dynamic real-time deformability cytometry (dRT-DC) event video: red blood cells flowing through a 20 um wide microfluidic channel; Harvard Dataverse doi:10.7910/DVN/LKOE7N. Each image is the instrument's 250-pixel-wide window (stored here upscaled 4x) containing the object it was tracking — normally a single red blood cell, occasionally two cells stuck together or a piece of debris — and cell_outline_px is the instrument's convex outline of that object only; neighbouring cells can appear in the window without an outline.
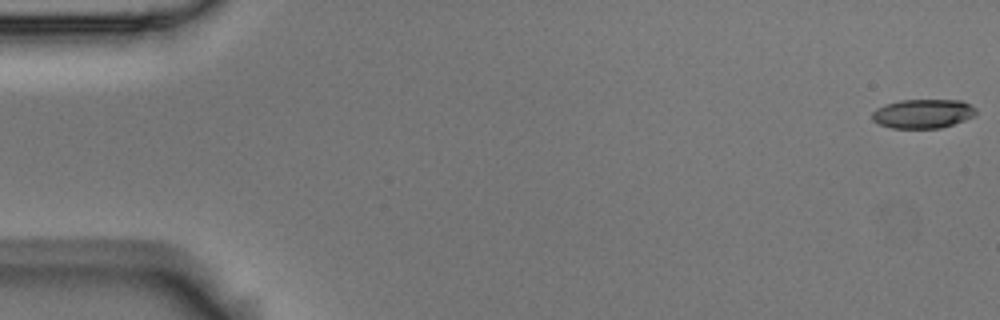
{"species": "Egyptian fruit bat (a non-hibernating species)", "species_latin": "Rousettus aegyptiacus", "temperature_condition": "room temperature", "stored_images_in_passage": 5, "camera_frame_rate_fps": 3000, "um_per_image_px": 0.085, "animal": {"sex": "male"}, "frame": {"image": 1, "passage_image": 1, "time_ms": 0.0, "image_size_px": [1000, 320], "cell_outline_px": [[976, 116], [940, 128], [892, 128], [880, 124], [872, 120], [872, 112], [876, 108], [884, 104], [900, 100], [960, 100], [976, 108]], "centroid_in_image_um": [78.43, 9.66], "position_along_channel_um": 6.6, "area_um2": 17.63}}
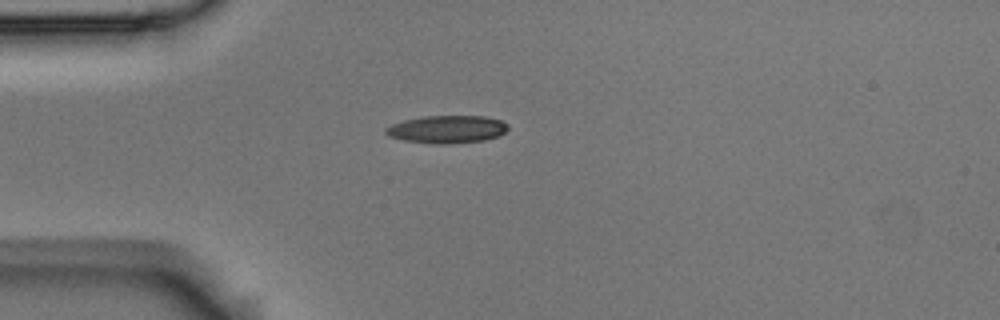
{"frame": {"image": 2, "passage_image": 5, "time_ms": 1.333, "image_size_px": [1000, 320], "cell_outline_px": [[508, 128], [504, 132], [496, 136], [484, 140], [448, 144], [436, 144], [404, 140], [388, 136], [384, 132], [384, 128], [392, 124], [404, 120], [424, 116], [484, 116], [500, 120], [508, 124]], "centroid_in_image_um": [37.96, 10.98], "position_along_channel_um": 47.0, "area_um2": 19.65}}